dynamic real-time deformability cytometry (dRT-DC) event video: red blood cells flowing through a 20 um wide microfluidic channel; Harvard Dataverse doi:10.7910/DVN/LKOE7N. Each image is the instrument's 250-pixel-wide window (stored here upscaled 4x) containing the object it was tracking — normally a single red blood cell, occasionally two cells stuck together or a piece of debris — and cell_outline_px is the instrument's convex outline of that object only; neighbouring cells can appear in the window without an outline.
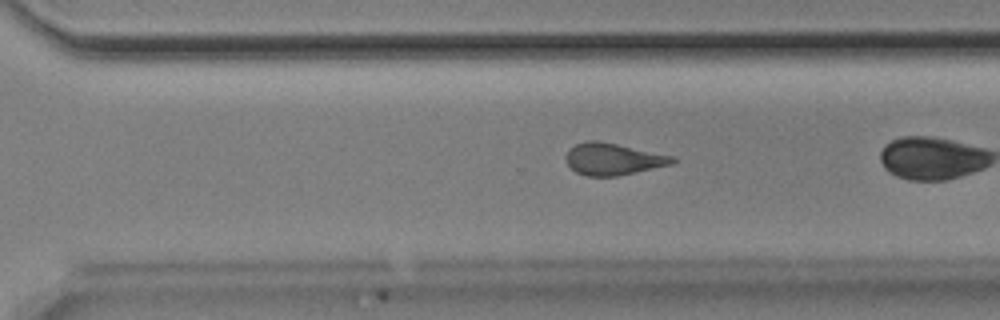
{"species": "Egyptian fruit bat (a non-hibernating species)", "species_latin": "Rousettus aegyptiacus", "temperature_condition": "room temperature", "stored_images_in_passage": 27, "camera_frame_rate_fps": 3000, "um_per_image_px": 0.085, "animal": {"sex": "male"}, "frame": {"image": 1, "passage_image": 23, "time_ms": 7.333, "image_size_px": [1000, 320], "cell_outline_px": [[676, 160], [672, 164], [636, 172], [616, 176], [588, 176], [576, 172], [568, 164], [564, 156], [568, 148], [584, 140], [600, 140], [676, 156]], "centroid_in_image_um": [52.1, 13.5], "position_along_channel_um": 318.5, "area_um2": 20.06}}